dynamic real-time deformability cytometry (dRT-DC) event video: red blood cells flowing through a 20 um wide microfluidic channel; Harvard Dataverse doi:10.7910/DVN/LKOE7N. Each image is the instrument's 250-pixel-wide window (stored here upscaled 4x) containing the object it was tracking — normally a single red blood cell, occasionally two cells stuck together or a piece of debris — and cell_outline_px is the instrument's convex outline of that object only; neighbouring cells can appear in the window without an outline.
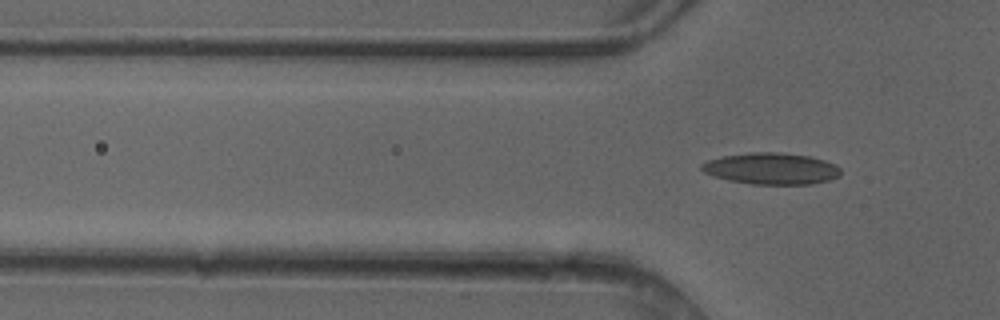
{"species": "common noctule bat (a hibernating species)", "species_latin": "Nyctalus noctula", "temperature_condition": "cold", "stored_images_in_passage": 5, "camera_frame_rate_fps": 3000, "um_per_image_px": 0.085, "animal": {"sex": "female"}, "frame": {"image": 1, "passage_image": 5, "time_ms": 1.333, "image_size_px": [1000, 320], "cell_outline_px": [[840, 176], [828, 180], [812, 184], [752, 184], [728, 180], [712, 176], [704, 172], [700, 168], [700, 164], [708, 160], [720, 156], [748, 152], [780, 152], [808, 156], [824, 160], [836, 164], [840, 168]], "centroid_in_image_um": [65.53, 14.32], "position_along_channel_um": 60.3, "area_um2": 25.72}}